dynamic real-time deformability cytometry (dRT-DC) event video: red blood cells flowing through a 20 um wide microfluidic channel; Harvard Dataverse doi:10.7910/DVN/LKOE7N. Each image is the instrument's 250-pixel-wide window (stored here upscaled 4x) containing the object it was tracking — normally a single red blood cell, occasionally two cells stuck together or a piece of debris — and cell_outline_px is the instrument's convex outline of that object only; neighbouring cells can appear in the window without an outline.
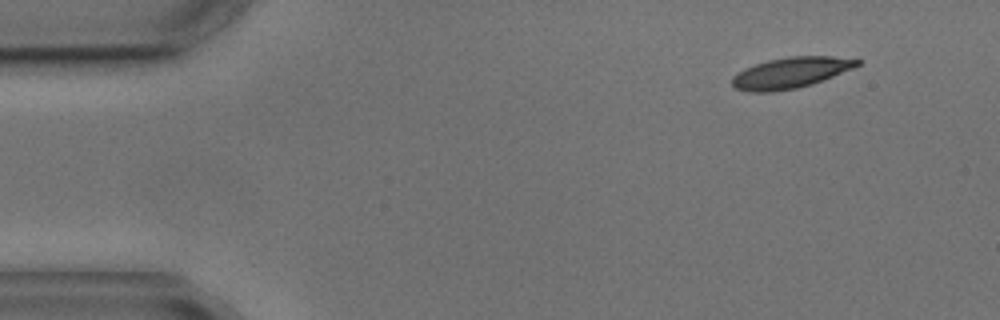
{"species": "common noctule bat (a hibernating species)", "species_latin": "Nyctalus noctula", "temperature_condition": "cold", "stored_images_in_passage": 3, "camera_frame_rate_fps": 3000, "um_per_image_px": 0.085, "animal": {"sex": "male", "body_mass_g": 17.9, "forearm_length_mm": 54.2}, "frame": {"image": 1, "passage_image": 1, "time_ms": 0.0, "image_size_px": [1000, 320], "cell_outline_px": [[860, 64], [852, 68], [812, 84], [796, 88], [772, 92], [748, 92], [736, 88], [732, 84], [732, 76], [736, 72], [744, 68], [768, 60], [788, 56], [832, 56], [860, 60]], "centroid_in_image_um": [67.15, 6.18], "position_along_channel_um": 17.9, "area_um2": 22.37}}
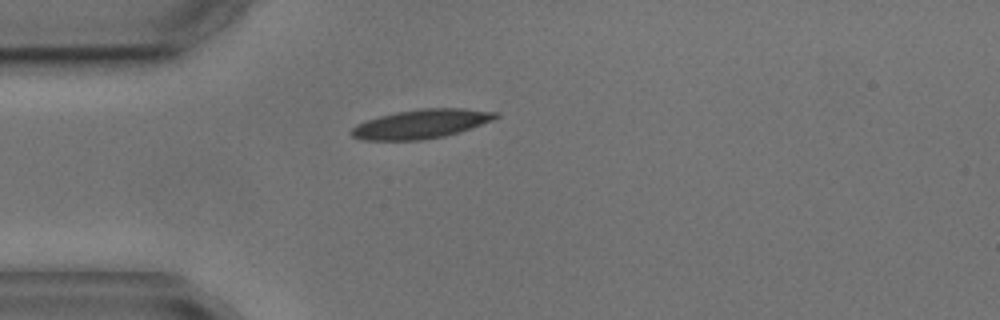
{"frame": {"image": 2, "passage_image": 3, "time_ms": 3.0, "image_size_px": [1000, 320], "cell_outline_px": [[500, 116], [492, 120], [472, 128], [444, 136], [420, 140], [364, 140], [352, 136], [348, 132], [356, 124], [380, 116], [396, 112], [420, 108], [464, 108], [500, 112]], "centroid_in_image_um": [35.82, 10.52], "position_along_channel_um": 49.2, "area_um2": 24.45}}